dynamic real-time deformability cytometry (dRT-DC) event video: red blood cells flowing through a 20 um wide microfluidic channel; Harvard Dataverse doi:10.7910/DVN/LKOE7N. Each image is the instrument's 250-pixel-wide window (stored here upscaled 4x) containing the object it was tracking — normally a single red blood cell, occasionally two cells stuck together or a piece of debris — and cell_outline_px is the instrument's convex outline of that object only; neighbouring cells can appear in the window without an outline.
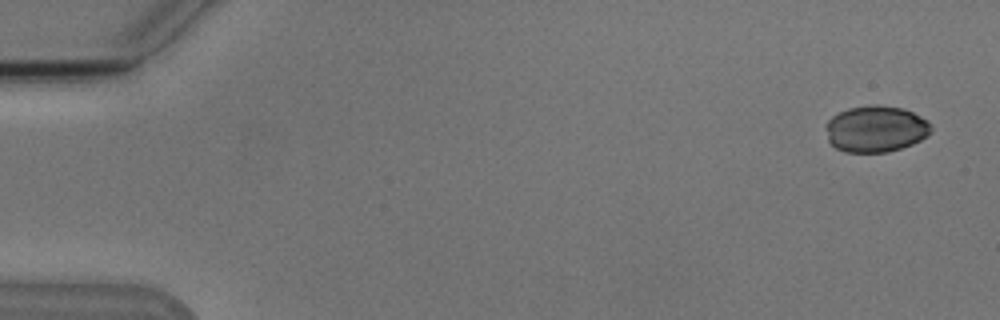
{"species": "Egyptian fruit bat (a non-hibernating species)", "species_latin": "Rousettus aegyptiacus", "temperature_condition": "cold", "stored_images_in_passage": 4, "camera_frame_rate_fps": 3000, "um_per_image_px": 0.085, "animal": {"sex": "male"}, "frame": {"image": 1, "passage_image": 1, "time_ms": 0.0, "image_size_px": [1000, 320], "cell_outline_px": [[932, 132], [920, 140], [912, 144], [888, 152], [844, 152], [836, 148], [828, 140], [828, 120], [832, 116], [848, 108], [872, 104], [876, 104], [904, 108], [920, 116], [932, 128]], "centroid_in_image_um": [74.45, 10.95], "position_along_channel_um": 10.6, "area_um2": 28.26}}
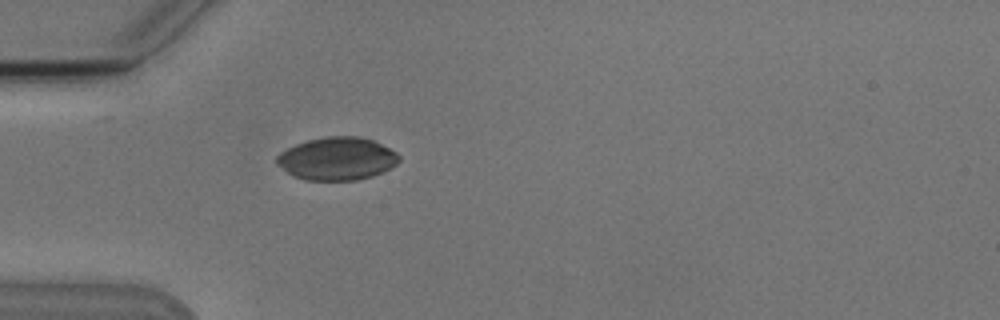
{"frame": {"image": 2, "passage_image": 4, "time_ms": 4.667, "image_size_px": [1000, 320], "cell_outline_px": [[400, 160], [396, 164], [372, 176], [356, 180], [304, 180], [288, 172], [276, 164], [276, 156], [280, 152], [296, 144], [308, 140], [328, 136], [360, 136], [372, 140], [396, 152], [400, 156]], "centroid_in_image_um": [28.63, 13.48], "position_along_channel_um": 56.4, "area_um2": 30.29}}